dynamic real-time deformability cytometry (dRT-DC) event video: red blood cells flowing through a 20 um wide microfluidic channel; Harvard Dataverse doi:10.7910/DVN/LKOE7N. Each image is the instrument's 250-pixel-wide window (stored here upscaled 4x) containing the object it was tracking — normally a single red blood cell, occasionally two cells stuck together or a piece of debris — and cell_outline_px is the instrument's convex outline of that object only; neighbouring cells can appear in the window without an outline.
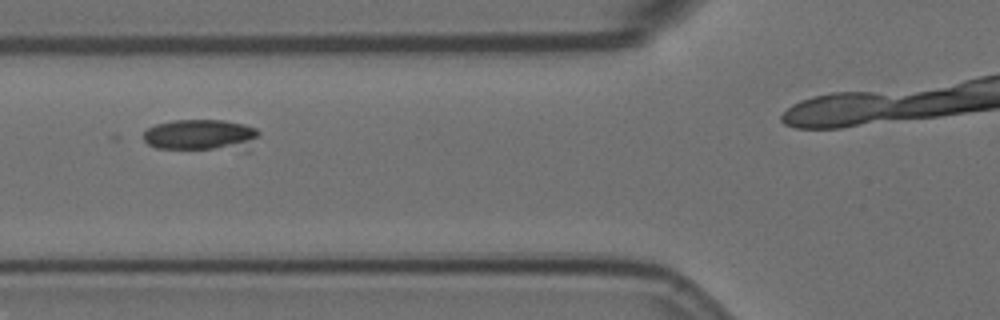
{"species": "Egyptian fruit bat (a non-hibernating species)", "species_latin": "Rousettus aegyptiacus", "temperature_condition": "room temperature", "stored_images_in_passage": 6, "camera_frame_rate_fps": 3000, "um_per_image_px": 0.085, "animal": {"sex": "female"}, "frame": {"image": 1, "passage_image": 5, "time_ms": 1.333, "image_size_px": [1000, 320], "cell_outline_px": [[260, 132], [248, 152], [244, 152], [156, 148], [148, 144], [144, 140], [144, 132], [148, 128], [156, 124], [172, 120], [224, 120], [244, 124], [256, 128]], "centroid_in_image_um": [17.17, 11.52], "position_along_channel_um": 108.6, "area_um2": 22.08}}